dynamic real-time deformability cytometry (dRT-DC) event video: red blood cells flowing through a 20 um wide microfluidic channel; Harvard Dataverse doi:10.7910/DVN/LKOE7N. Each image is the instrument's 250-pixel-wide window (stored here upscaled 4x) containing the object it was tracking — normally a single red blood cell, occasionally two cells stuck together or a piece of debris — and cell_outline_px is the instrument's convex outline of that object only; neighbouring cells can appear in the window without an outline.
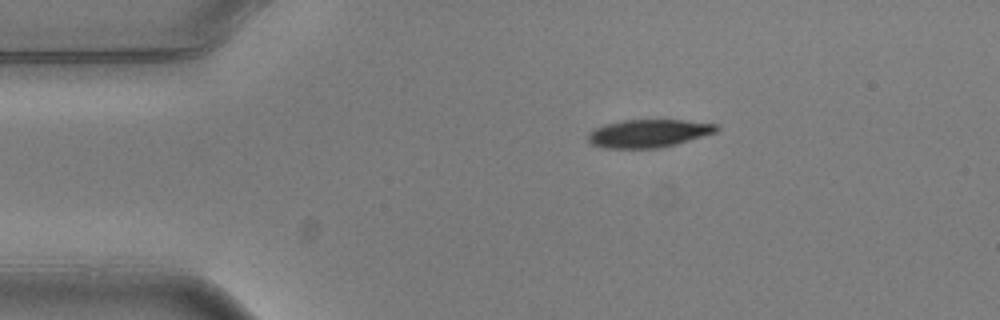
{"species": "common noctule bat (a hibernating species)", "species_latin": "Nyctalus noctula", "temperature_condition": "warm", "stored_images_in_passage": 4, "camera_frame_rate_fps": 3000, "um_per_image_px": 0.085, "animal": {"sex": "male", "body_mass_g": 20.5, "forearm_length_mm": 52.5}, "frame": {"image": 1, "passage_image": 1, "time_ms": 0.0, "image_size_px": [1000, 320], "cell_outline_px": [[720, 128], [716, 132], [660, 148], [604, 148], [592, 144], [588, 140], [588, 136], [596, 128], [604, 124], [624, 120], [684, 120], [720, 124]], "centroid_in_image_um": [55.16, 11.33], "position_along_channel_um": 29.8, "area_um2": 20.75}}
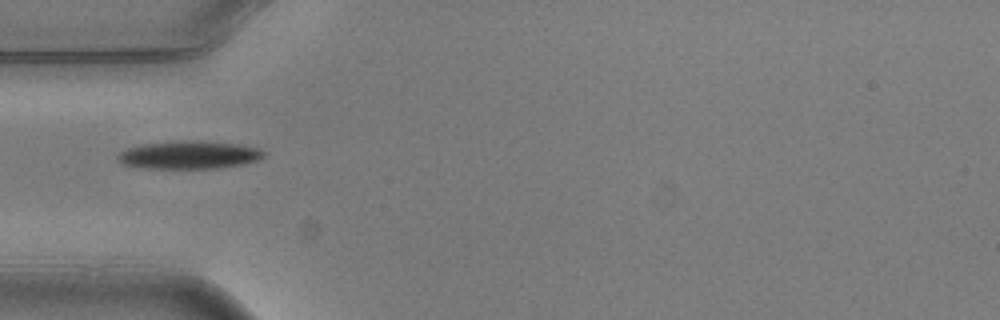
{"frame": {"image": 2, "passage_image": 3, "time_ms": 0.667, "image_size_px": [1000, 320], "cell_outline_px": [[268, 152], [264, 156], [256, 160], [240, 164], [220, 168], [144, 168], [120, 164], [116, 156], [120, 152], [128, 148], [144, 144], [184, 140], [200, 140], [236, 144], [256, 148]], "centroid_in_image_um": [16.04, 13.16], "position_along_channel_um": 69.0, "area_um2": 23.7}}
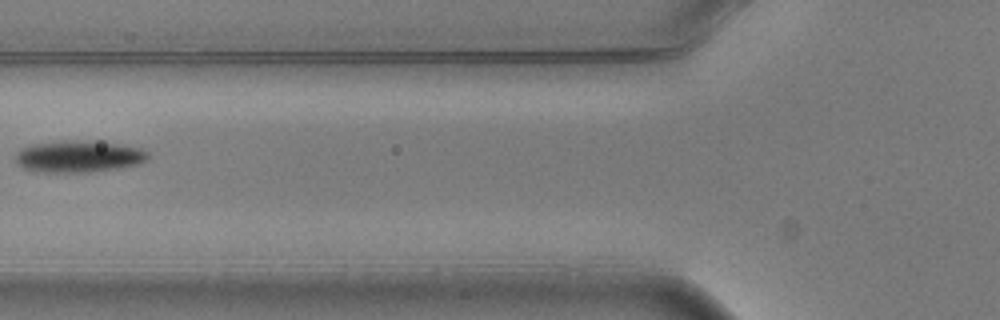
{"frame": {"image": 3, "passage_image": 4, "time_ms": 1.0, "image_size_px": [1000, 320], "cell_outline_px": [[148, 160], [140, 164], [116, 168], [88, 172], [36, 172], [24, 168], [16, 164], [16, 152], [32, 144], [60, 140], [104, 140], [124, 144], [140, 148], [148, 152]], "centroid_in_image_um": [6.72, 13.27], "position_along_channel_um": 119.1, "area_um2": 25.09}}